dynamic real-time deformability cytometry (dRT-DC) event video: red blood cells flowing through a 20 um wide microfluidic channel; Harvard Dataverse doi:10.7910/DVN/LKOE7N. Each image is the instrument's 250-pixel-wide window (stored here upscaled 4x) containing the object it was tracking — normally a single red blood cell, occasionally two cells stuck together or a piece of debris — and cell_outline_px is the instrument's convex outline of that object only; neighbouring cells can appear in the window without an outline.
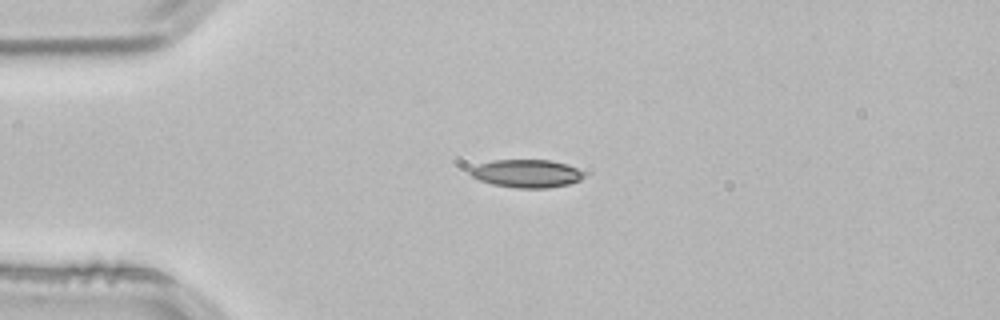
{"species": "common noctule bat (a hibernating species)", "species_latin": "Nyctalus noctula", "temperature_condition": "room temperature", "stored_images_in_passage": 41, "camera_frame_rate_fps": 3000, "um_per_image_px": 0.085, "animal": {"sex": "male", "body_mass_g": 21.5, "forearm_length_mm": 52.0}, "frame": {"image": 1, "passage_image": 1, "time_ms": 0.0, "image_size_px": [1000, 320], "cell_outline_px": [[584, 176], [580, 180], [568, 184], [548, 188], [516, 188], [492, 184], [480, 180], [472, 176], [468, 172], [472, 168], [480, 164], [492, 160], [552, 160], [568, 164], [584, 172]], "centroid_in_image_um": [44.78, 14.75], "position_along_channel_um": 40.2, "area_um2": 18.55}}
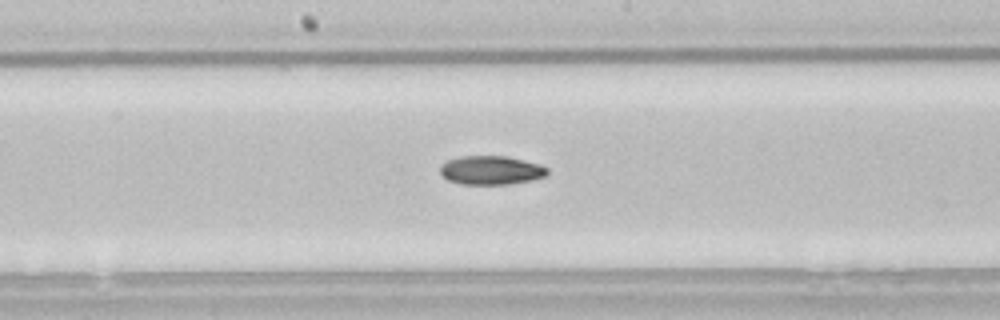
{"frame": {"image": 2, "passage_image": 16, "time_ms": 5.0, "image_size_px": [1000, 320], "cell_outline_px": [[548, 176], [532, 180], [508, 184], [464, 184], [448, 180], [440, 172], [440, 168], [448, 160], [460, 156], [508, 156], [540, 164], [548, 168]], "centroid_in_image_um": [41.8, 14.46], "position_along_channel_um": 206.4, "area_um2": 17.98}}
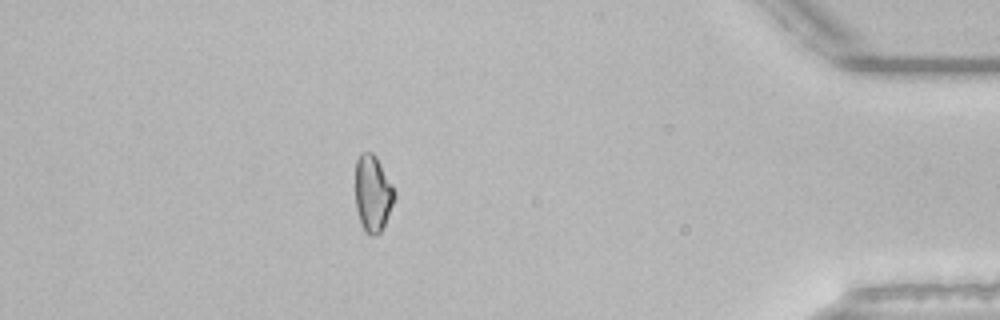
{"frame": {"image": 3, "passage_image": 35, "time_ms": 11.333, "image_size_px": [1000, 320], "cell_outline_px": [[396, 196], [384, 224], [380, 232], [376, 236], [372, 236], [364, 232], [356, 208], [356, 160], [364, 152], [372, 152], [376, 156], [392, 184], [396, 192]], "centroid_in_image_um": [31.69, 16.45], "position_along_channel_um": 403.5, "area_um2": 17.28}, "authors_computed_cell_mechanics": {"area_um2": 18.0914, "velocity_mm_per_s": 3.8528, "shape_relaxation_time_tau1_ms": 9.6461, "shape_relaxation_time_tau2_ms": null, "deformation_change_tau1": 0.2014, "deformation_change_tau2": null}}